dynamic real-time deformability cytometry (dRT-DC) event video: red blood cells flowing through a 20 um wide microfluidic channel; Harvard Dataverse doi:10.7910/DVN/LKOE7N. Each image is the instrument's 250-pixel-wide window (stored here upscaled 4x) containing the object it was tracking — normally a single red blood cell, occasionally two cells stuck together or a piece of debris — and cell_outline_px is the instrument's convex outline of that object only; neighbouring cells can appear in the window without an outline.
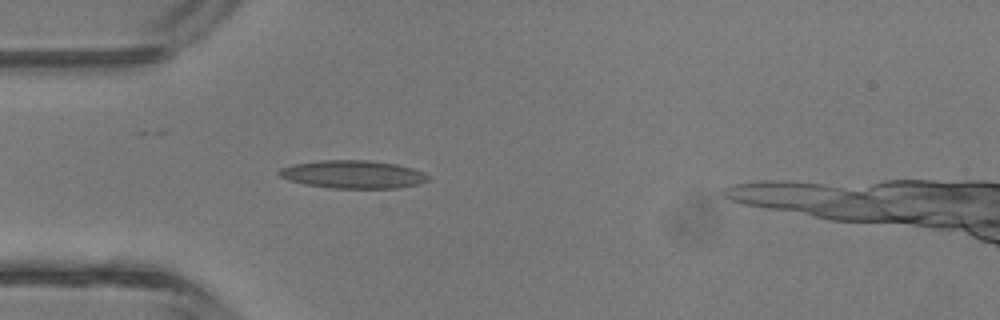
{"species": "common noctule bat (a hibernating species)", "species_latin": "Nyctalus noctula", "temperature_condition": "room temperature", "stored_images_in_passage": 4, "camera_frame_rate_fps": 3000, "um_per_image_px": 0.085, "animal": {"sex": "male", "body_mass_g": 13.3}, "frame": {"image": 1, "passage_image": 4, "time_ms": 3.667, "image_size_px": [1000, 320], "cell_outline_px": [[432, 176], [428, 180], [416, 184], [396, 188], [332, 188], [304, 184], [288, 180], [280, 176], [276, 172], [280, 168], [292, 164], [320, 160], [368, 160], [396, 164], [412, 168], [424, 172]], "centroid_in_image_um": [29.98, 14.81], "position_along_channel_um": 55.0, "area_um2": 24.39}}